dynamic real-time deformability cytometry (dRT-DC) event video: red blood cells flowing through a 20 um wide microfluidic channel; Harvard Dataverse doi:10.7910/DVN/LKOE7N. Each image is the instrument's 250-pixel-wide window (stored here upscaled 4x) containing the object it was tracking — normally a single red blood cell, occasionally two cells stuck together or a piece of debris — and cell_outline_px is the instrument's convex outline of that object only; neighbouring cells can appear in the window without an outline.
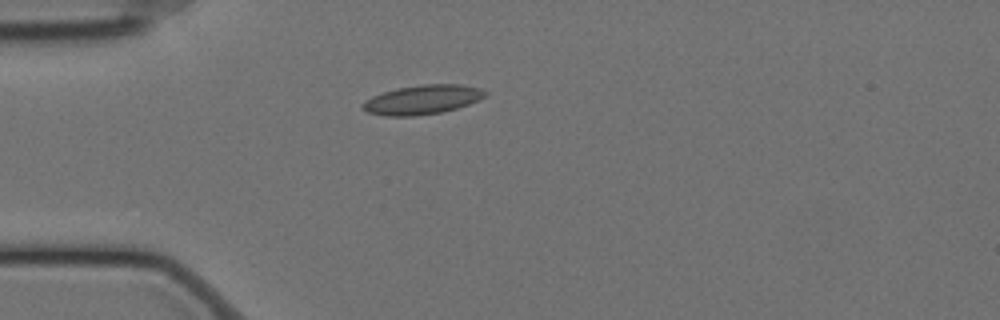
{"species": "Egyptian fruit bat (a non-hibernating species)", "species_latin": "Rousettus aegyptiacus", "temperature_condition": "cold", "stored_images_in_passage": 44, "camera_frame_rate_fps": 3000, "um_per_image_px": 0.085, "animal": {"sex": "female"}, "frame": {"image": 1, "passage_image": 1, "time_ms": 0.0, "image_size_px": [1000, 320], "cell_outline_px": [[488, 92], [484, 96], [468, 104], [456, 108], [440, 112], [416, 116], [384, 116], [368, 112], [360, 108], [360, 104], [364, 100], [372, 96], [396, 88], [424, 84], [460, 84], [480, 88]], "centroid_in_image_um": [35.84, 8.47], "position_along_channel_um": 49.2, "area_um2": 20.87}}
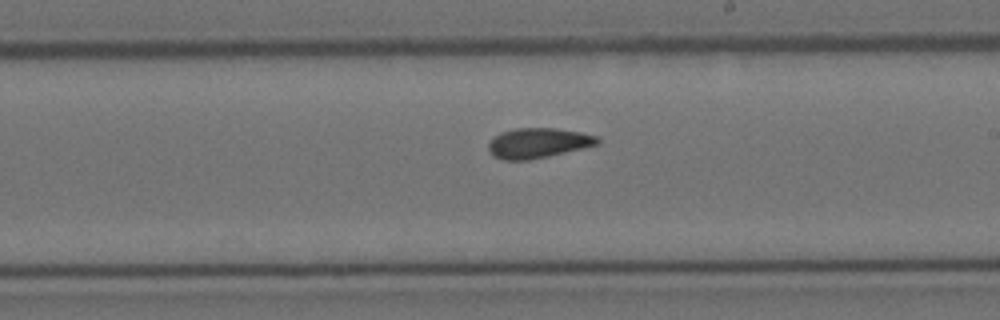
{"frame": {"image": 2, "passage_image": 19, "time_ms": 6.0, "image_size_px": [1000, 320], "cell_outline_px": [[600, 144], [548, 156], [528, 160], [504, 160], [492, 156], [488, 152], [488, 144], [500, 132], [516, 128], [556, 128], [580, 132], [596, 136], [600, 140]], "centroid_in_image_um": [45.72, 12.16], "position_along_channel_um": 243.3, "area_um2": 19.07}}
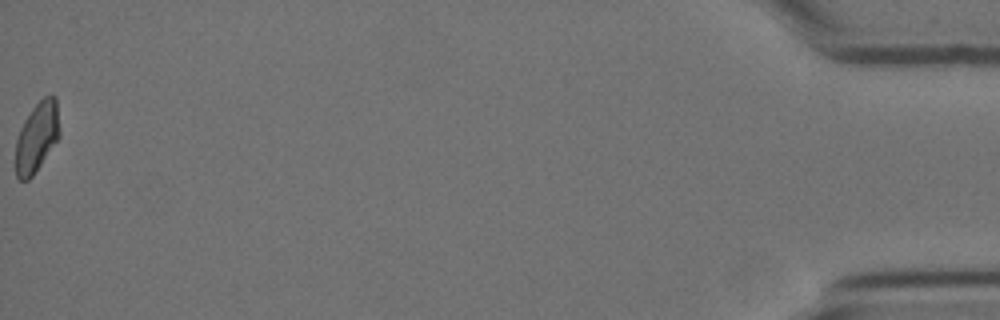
{"frame": {"image": 3, "passage_image": 44, "time_ms": 14.333, "image_size_px": [1000, 320], "cell_outline_px": [[60, 136], [32, 176], [28, 180], [20, 180], [16, 176], [16, 140], [20, 128], [24, 120], [32, 108], [44, 96], [56, 96], [60, 132]], "centroid_in_image_um": [3.13, 11.63], "position_along_channel_um": 432.1, "area_um2": 17.74}, "authors_computed_cell_mechanics": {"area_um2": 18.785, "velocity_mm_per_s": 3.4483, "shape_relaxation_time_tau1_ms": null, "shape_relaxation_time_tau2_ms": 2.5108, "deformation_change_tau1": null, "deformation_change_tau2": 0.0529}}